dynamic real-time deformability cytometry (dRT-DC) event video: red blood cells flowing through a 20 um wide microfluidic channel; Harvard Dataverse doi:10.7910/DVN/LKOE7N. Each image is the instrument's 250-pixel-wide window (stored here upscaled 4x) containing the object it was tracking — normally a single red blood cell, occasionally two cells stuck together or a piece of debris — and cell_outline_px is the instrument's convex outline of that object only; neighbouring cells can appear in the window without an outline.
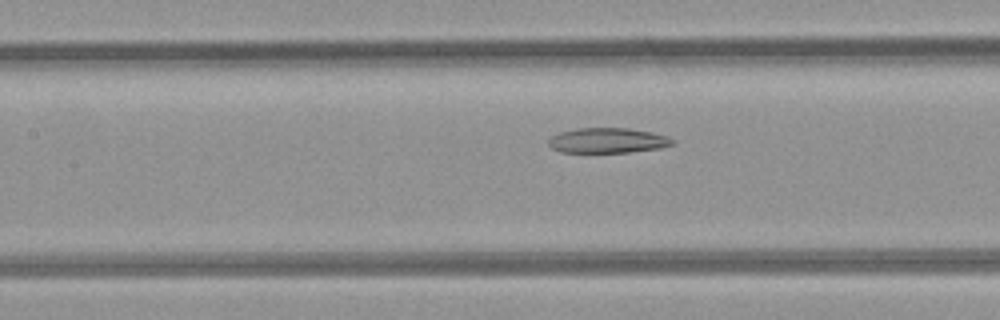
{"species": "common noctule bat (a hibernating species)", "species_latin": "Nyctalus noctula", "temperature_condition": "room temperature", "stored_images_in_passage": 17, "camera_frame_rate_fps": 3000, "um_per_image_px": 0.085, "animal": {"sex": "female", "body_mass_g": 21.9}, "frame": {"image": 1, "passage_image": 15, "time_ms": 4.667, "image_size_px": [1000, 320], "cell_outline_px": [[676, 144], [660, 148], [628, 152], [560, 152], [552, 148], [548, 144], [548, 140], [552, 136], [560, 132], [576, 128], [628, 128], [652, 132], [668, 136], [676, 140]], "centroid_in_image_um": [51.69, 11.94], "position_along_channel_um": 155.7, "area_um2": 18.26}}